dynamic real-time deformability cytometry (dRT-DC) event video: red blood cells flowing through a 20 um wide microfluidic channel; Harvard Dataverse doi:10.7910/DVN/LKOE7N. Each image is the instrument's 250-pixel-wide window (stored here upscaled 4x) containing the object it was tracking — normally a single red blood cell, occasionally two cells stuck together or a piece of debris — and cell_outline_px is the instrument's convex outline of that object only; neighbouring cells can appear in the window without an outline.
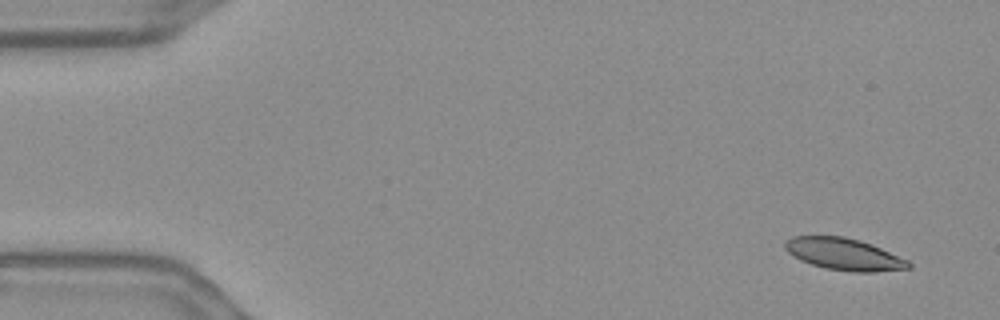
{"species": "Egyptian fruit bat (a non-hibernating species)", "species_latin": "Rousettus aegyptiacus", "temperature_condition": "warm", "stored_images_in_passage": 53, "camera_frame_rate_fps": 3000, "um_per_image_px": 0.085, "frame": {"image": 1, "passage_image": 1, "time_ms": 0.0, "image_size_px": [1000, 320], "cell_outline_px": [[912, 268], [876, 272], [852, 272], [824, 268], [800, 260], [788, 252], [784, 248], [784, 240], [792, 236], [844, 236], [860, 240], [872, 244], [908, 260], [912, 264]], "centroid_in_image_um": [71.74, 21.6], "position_along_channel_um": 13.3, "area_um2": 23.18}}
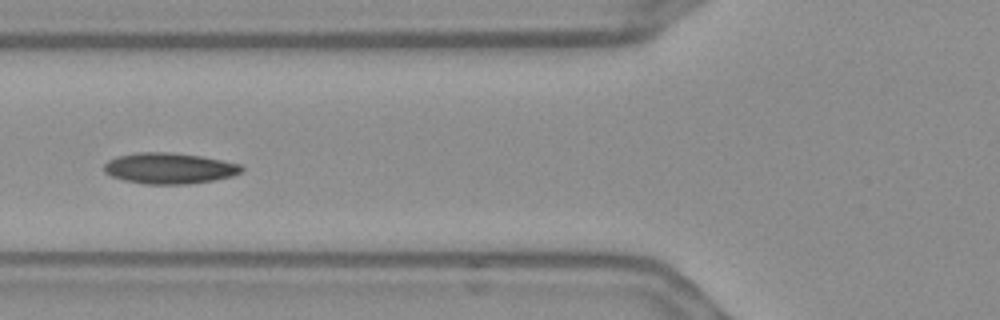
{"frame": {"image": 2, "passage_image": 19, "time_ms": 6.0, "image_size_px": [1000, 320], "cell_outline_px": [[244, 172], [232, 176], [212, 180], [188, 184], [144, 184], [124, 180], [112, 176], [104, 172], [104, 164], [108, 160], [116, 156], [136, 152], [172, 152], [200, 156], [240, 164], [244, 168]], "centroid_in_image_um": [14.38, 14.3], "position_along_channel_um": 111.4, "area_um2": 24.85}}
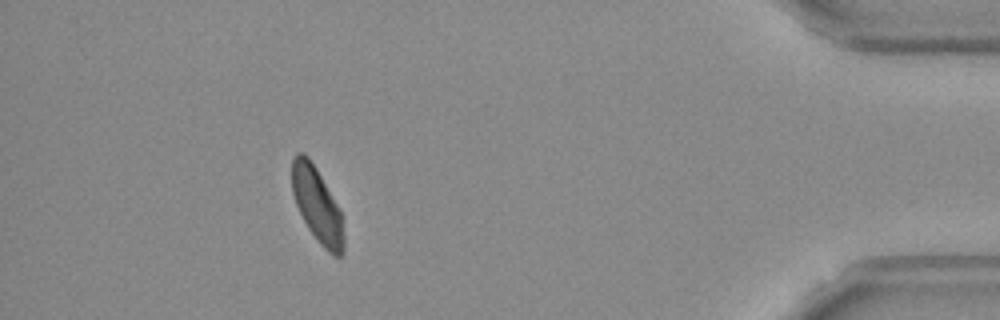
{"frame": {"image": 3, "passage_image": 48, "time_ms": 15.667, "image_size_px": [1000, 320], "cell_outline_px": [[344, 252], [340, 256], [336, 256], [328, 252], [320, 244], [308, 228], [296, 204], [292, 192], [292, 160], [296, 152], [304, 152], [308, 156], [316, 168], [340, 208], [344, 236]], "centroid_in_image_um": [26.96, 17.41], "position_along_channel_um": 408.2, "area_um2": 22.54}, "authors_computed_cell_mechanics": {"area_um2": 23.6402, "velocity_mm_per_s": 3.6399, "shape_relaxation_time_tau1_ms": null, "shape_relaxation_time_tau2_ms": 2.3576, "deformation_change_tau1": null, "deformation_change_tau2": 0.0768}}